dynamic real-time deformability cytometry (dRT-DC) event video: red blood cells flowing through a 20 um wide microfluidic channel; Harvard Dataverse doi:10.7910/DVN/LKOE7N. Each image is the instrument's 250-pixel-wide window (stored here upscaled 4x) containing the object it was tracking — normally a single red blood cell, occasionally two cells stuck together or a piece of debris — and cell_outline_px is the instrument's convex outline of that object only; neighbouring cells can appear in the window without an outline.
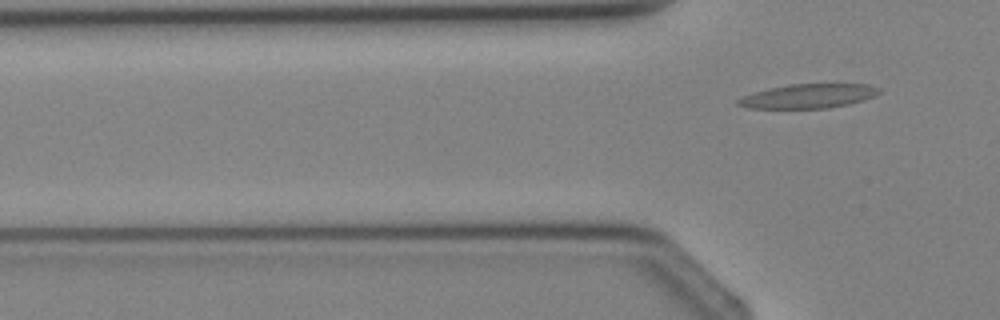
{"species": "Egyptian fruit bat (a non-hibernating species)", "species_latin": "Rousettus aegyptiacus", "temperature_condition": "cold", "stored_images_in_passage": 5, "segment_of_instrument_passage": [2, 2], "camera_frame_rate_fps": 3000, "um_per_image_px": 0.085, "animal": {"sex": "female"}, "frame": {"image": 1, "passage_image": 5, "time_ms": 4.667, "image_size_px": [1000, 320], "cell_outline_px": [[880, 92], [864, 100], [848, 104], [828, 108], [748, 108], [736, 104], [736, 100], [744, 96], [768, 88], [788, 84], [868, 84], [880, 88]], "centroid_in_image_um": [68.71, 8.16], "position_along_channel_um": 57.1, "area_um2": 19.77}}